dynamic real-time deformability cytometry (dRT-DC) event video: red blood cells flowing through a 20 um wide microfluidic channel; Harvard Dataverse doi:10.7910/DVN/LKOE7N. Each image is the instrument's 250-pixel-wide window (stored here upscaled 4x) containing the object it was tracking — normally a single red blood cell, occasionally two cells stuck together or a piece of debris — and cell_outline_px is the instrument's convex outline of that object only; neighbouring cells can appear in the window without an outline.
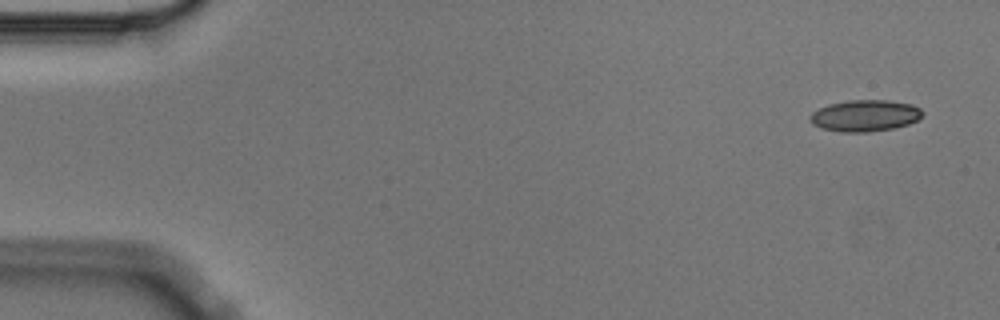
{"species": "Egyptian fruit bat (a non-hibernating species)", "species_latin": "Rousettus aegyptiacus", "temperature_condition": "cold", "stored_images_in_passage": 6, "segment_of_instrument_passage": [2, 2], "camera_frame_rate_fps": 3000, "um_per_image_px": 0.085, "animal": {"sex": "male"}, "frame": {"image": 1, "passage_image": 6, "time_ms": 1.667, "image_size_px": [1000, 320], "cell_outline_px": [[924, 112], [916, 120], [908, 124], [896, 128], [868, 132], [840, 132], [820, 128], [812, 124], [808, 120], [808, 116], [812, 112], [828, 104], [848, 100], [888, 100], [912, 104], [920, 108]], "centroid_in_image_um": [73.48, 9.83], "position_along_channel_um": 11.5, "area_um2": 20.87}}